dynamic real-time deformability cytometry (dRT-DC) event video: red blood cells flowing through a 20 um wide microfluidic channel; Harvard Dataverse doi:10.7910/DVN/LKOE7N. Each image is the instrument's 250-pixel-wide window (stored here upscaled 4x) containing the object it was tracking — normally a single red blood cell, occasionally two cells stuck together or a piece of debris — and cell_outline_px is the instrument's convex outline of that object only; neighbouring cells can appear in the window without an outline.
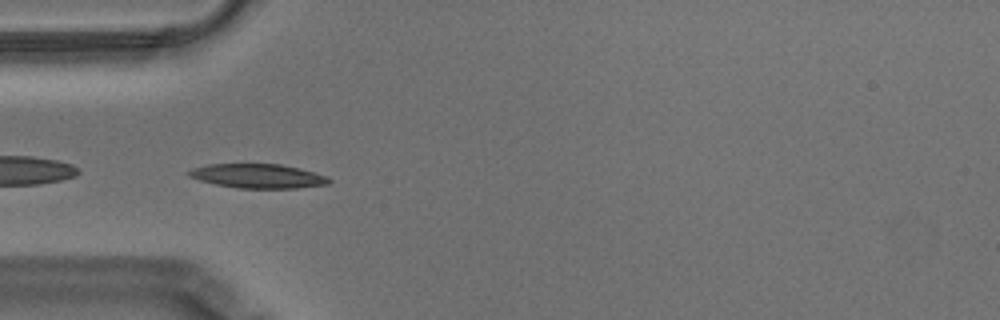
{"species": "Egyptian fruit bat (a non-hibernating species)", "species_latin": "Rousettus aegyptiacus", "temperature_condition": "warm", "stored_images_in_passage": 41, "segment_of_instrument_passage": [1, 2], "camera_frame_rate_fps": 3000, "um_per_image_px": 0.085, "animal": {"sex": "male"}, "frame": {"image": 1, "passage_image": 1, "time_ms": 0.0, "image_size_px": [1000, 320], "cell_outline_px": [[332, 180], [328, 184], [296, 188], [240, 188], [216, 184], [200, 180], [188, 176], [188, 172], [192, 168], [208, 164], [280, 164], [300, 168], [328, 176]], "centroid_in_image_um": [21.95, 14.96], "position_along_channel_um": 63.0, "area_um2": 19.71}}
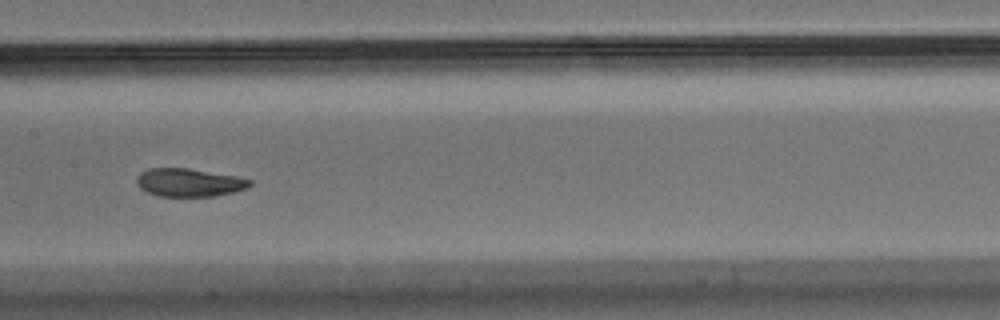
{"frame": {"image": 2, "passage_image": 12, "time_ms": 3.667, "image_size_px": [1000, 320], "cell_outline_px": [[252, 184], [248, 188], [216, 196], [160, 196], [148, 192], [140, 188], [136, 180], [136, 176], [140, 172], [148, 168], [188, 168], [236, 176], [252, 180]], "centroid_in_image_um": [16.07, 15.51], "position_along_channel_um": 191.3, "area_um2": 18.55}}